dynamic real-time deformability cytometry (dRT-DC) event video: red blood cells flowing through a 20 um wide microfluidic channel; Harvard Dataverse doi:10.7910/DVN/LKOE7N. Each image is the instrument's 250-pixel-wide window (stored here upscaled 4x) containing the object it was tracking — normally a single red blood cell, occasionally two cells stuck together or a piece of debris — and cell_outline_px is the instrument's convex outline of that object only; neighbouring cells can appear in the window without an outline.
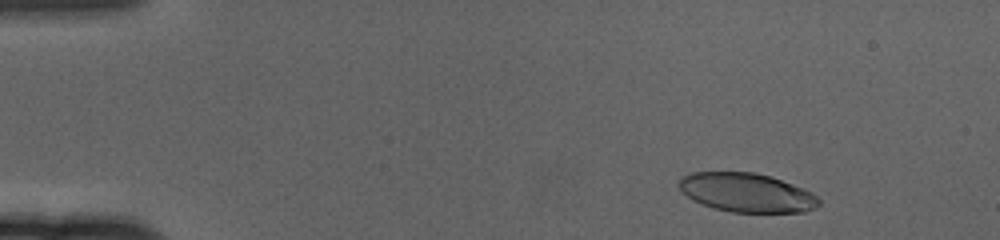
{"species": "human", "species_latin": "Homo sapiens", "temperature_condition": "cold", "stored_images_in_passage": 58, "camera_frame_rate_fps": 3000, "um_per_image_px": 0.085, "donor": {"sex": "female"}, "frame": {"image": 1, "passage_image": 5, "time_ms": 1.333, "image_size_px": [1000, 240], "cell_outline_px": [[820, 204], [816, 208], [804, 212], [732, 212], [712, 208], [692, 200], [676, 184], [680, 176], [692, 172], [752, 172], [772, 176], [792, 184], [816, 196], [820, 200]], "centroid_in_image_um": [63.42, 16.37], "position_along_channel_um": 21.6, "area_um2": 31.79}}
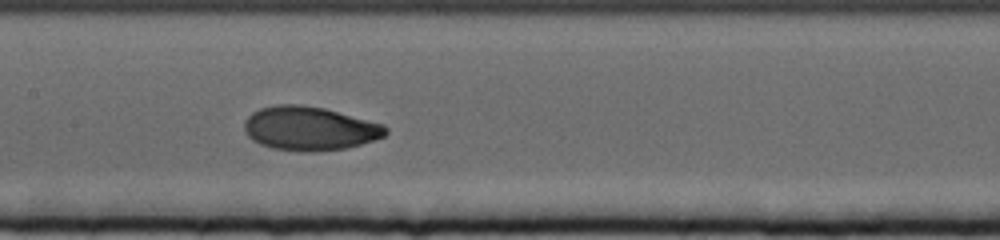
{"frame": {"image": 2, "passage_image": 28, "time_ms": 9.0, "image_size_px": [1000, 240], "cell_outline_px": [[388, 132], [384, 136], [360, 144], [344, 148], [312, 152], [304, 152], [272, 148], [260, 144], [252, 140], [244, 132], [244, 120], [252, 112], [260, 108], [280, 104], [300, 104], [324, 108], [384, 124], [388, 128]], "centroid_in_image_um": [26.29, 10.91], "position_along_channel_um": 181.1, "area_um2": 36.18}}
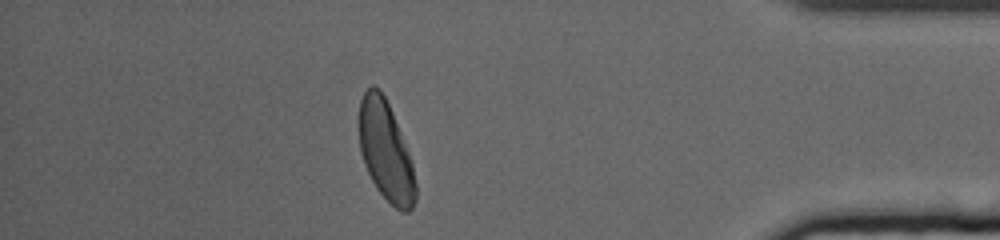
{"frame": {"image": 3, "passage_image": 51, "time_ms": 16.667, "image_size_px": [1000, 240], "cell_outline_px": [[416, 200], [412, 208], [408, 212], [400, 212], [376, 188], [364, 164], [360, 152], [360, 100], [364, 92], [372, 84], [380, 88], [392, 112], [408, 152], [412, 164], [416, 184]], "centroid_in_image_um": [32.79, 12.86], "position_along_channel_um": 402.4, "area_um2": 32.37}, "authors_computed_cell_mechanics": {"area_um2": 34.3621, "velocity_mm_per_s": 3.3517, "shape_relaxation_time_tau1_ms": 3.7746, "shape_relaxation_time_tau2_ms": 1.17, "deformation_change_tau1": 0.1721, "deformation_change_tau2": 0.049}}